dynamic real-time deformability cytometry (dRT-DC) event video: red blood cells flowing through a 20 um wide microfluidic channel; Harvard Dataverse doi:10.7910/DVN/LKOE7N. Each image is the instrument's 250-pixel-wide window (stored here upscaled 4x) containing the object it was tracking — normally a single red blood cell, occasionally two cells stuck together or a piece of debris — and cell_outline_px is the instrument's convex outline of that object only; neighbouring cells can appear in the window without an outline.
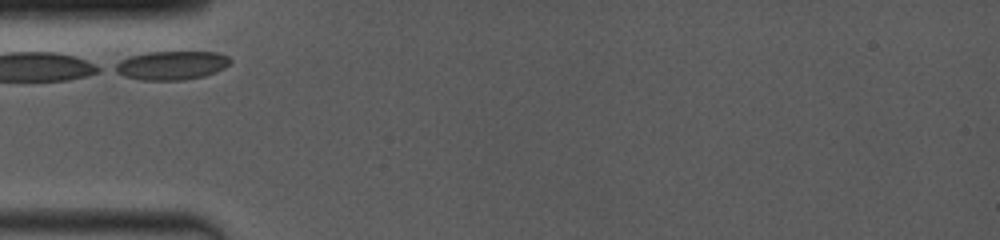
{"species": "common noctule bat (a hibernating species)", "species_latin": "Nyctalus noctula", "temperature_condition": "room temperature", "stored_images_in_passage": 52, "camera_frame_rate_fps": 4000, "um_per_image_px": 0.085, "animal": {"sex": "female", "body_mass_g": 19.0, "forearm_length_mm": 53.3}, "frame": {"image": 1, "passage_image": 1, "time_ms": 0.0, "image_size_px": [1000, 240], "cell_outline_px": [[232, 60], [224, 68], [216, 72], [204, 76], [184, 80], [144, 80], [124, 76], [108, 68], [132, 56], [148, 52], [216, 52], [228, 56]], "centroid_in_image_um": [14.58, 5.56], "position_along_channel_um": 70.4, "area_um2": 19.25}}
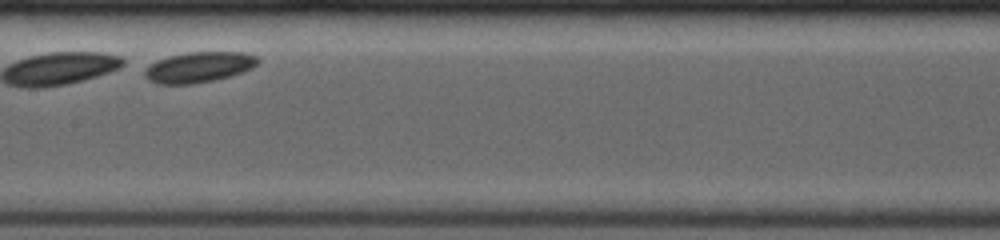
{"frame": {"image": 2, "passage_image": 26, "time_ms": 3.25, "image_size_px": [1000, 240], "cell_outline_px": [[256, 64], [252, 68], [228, 76], [212, 80], [192, 84], [156, 84], [148, 80], [144, 72], [156, 60], [168, 56], [188, 52], [244, 52], [256, 56]], "centroid_in_image_um": [16.86, 5.7], "position_along_channel_um": 190.5, "area_um2": 19.77}}